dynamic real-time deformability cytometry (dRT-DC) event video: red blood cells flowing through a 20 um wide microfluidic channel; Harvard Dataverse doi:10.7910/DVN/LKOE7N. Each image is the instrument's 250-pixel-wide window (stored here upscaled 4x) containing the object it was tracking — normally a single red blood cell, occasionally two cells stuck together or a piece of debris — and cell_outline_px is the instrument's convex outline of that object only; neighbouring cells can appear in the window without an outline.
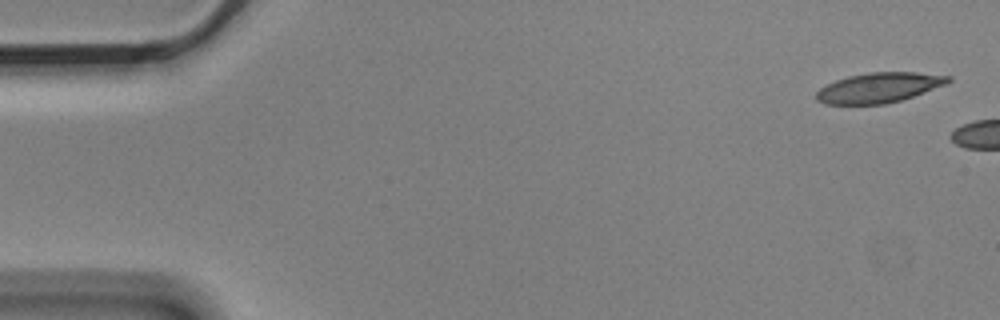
{"species": "Egyptian fruit bat (a non-hibernating species)", "species_latin": "Rousettus aegyptiacus", "temperature_condition": "cold", "stored_images_in_passage": 3, "camera_frame_rate_fps": 3000, "um_per_image_px": 0.085, "animal": {"sex": "male"}, "frame": {"image": 1, "passage_image": 1, "time_ms": 0.0, "image_size_px": [1000, 320], "cell_outline_px": [[952, 80], [948, 84], [900, 100], [884, 104], [824, 104], [816, 100], [816, 92], [820, 88], [836, 80], [848, 76], [872, 72], [916, 72], [952, 76]], "centroid_in_image_um": [74.74, 7.44], "position_along_channel_um": 10.3, "area_um2": 23.0}}